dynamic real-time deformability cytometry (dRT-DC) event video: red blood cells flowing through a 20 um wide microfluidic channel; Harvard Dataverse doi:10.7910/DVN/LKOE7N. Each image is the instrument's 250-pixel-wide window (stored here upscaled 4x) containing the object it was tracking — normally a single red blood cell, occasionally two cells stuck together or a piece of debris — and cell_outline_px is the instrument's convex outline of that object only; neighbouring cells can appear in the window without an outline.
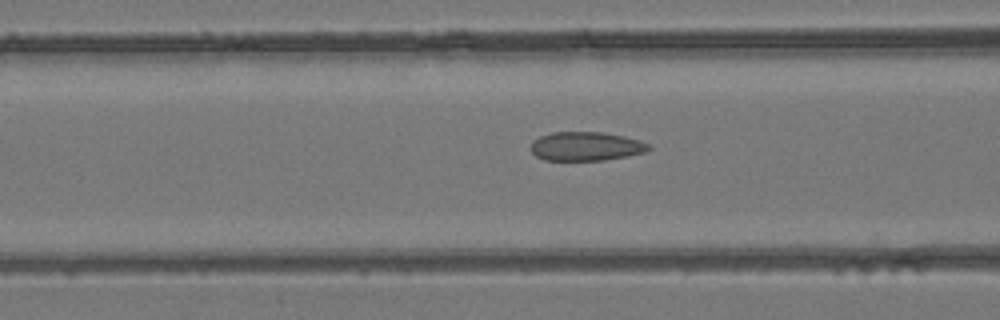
{"species": "common noctule bat (a hibernating species)", "species_latin": "Nyctalus noctula", "temperature_condition": "room temperature", "stored_images_in_passage": 34, "camera_frame_rate_fps": 3000, "um_per_image_px": 0.085, "animal": {"sex": "female", "body_mass_g": 24.6, "forearm_length_mm": 56.2}, "frame": {"image": 1, "passage_image": 14, "time_ms": 4.333, "image_size_px": [1000, 320], "cell_outline_px": [[652, 148], [644, 152], [628, 156], [604, 160], [544, 160], [536, 156], [528, 148], [532, 140], [540, 136], [552, 132], [604, 132], [624, 136], [640, 140], [648, 144]], "centroid_in_image_um": [49.77, 12.43], "position_along_channel_um": 116.8, "area_um2": 20.06}}
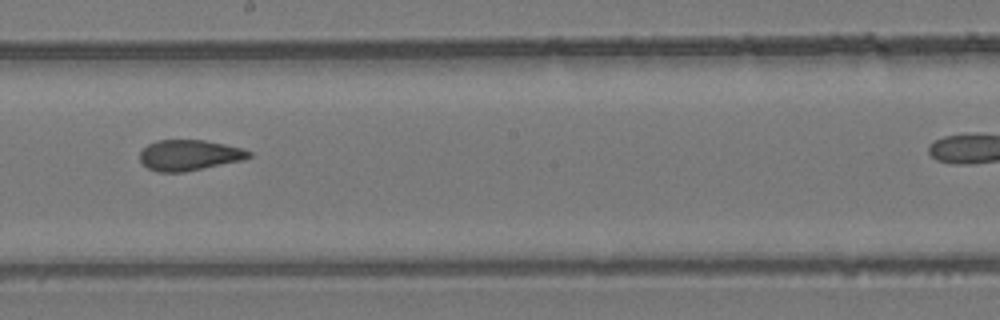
{"frame": {"image": 2, "passage_image": 22, "time_ms": 7.0, "image_size_px": [1000, 320], "cell_outline_px": [[252, 156], [244, 160], [184, 172], [156, 172], [148, 168], [140, 160], [140, 152], [148, 144], [156, 140], [204, 140], [244, 148], [252, 152]], "centroid_in_image_um": [16.11, 13.19], "position_along_channel_um": 232.1, "area_um2": 19.59}}
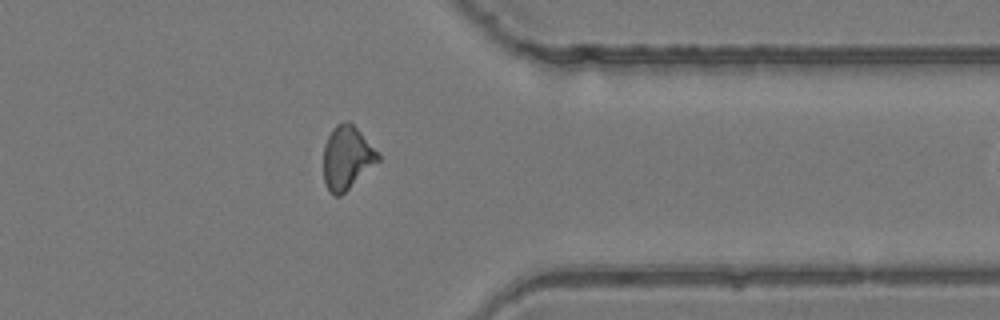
{"frame": {"image": 3, "passage_image": 33, "time_ms": 10.667, "image_size_px": [1000, 320], "cell_outline_px": [[380, 160], [340, 196], [332, 196], [324, 180], [324, 144], [332, 128], [336, 124], [344, 120], [348, 120], [360, 132], [380, 156]], "centroid_in_image_um": [29.46, 13.39], "position_along_channel_um": 381.9, "area_um2": 19.88}}